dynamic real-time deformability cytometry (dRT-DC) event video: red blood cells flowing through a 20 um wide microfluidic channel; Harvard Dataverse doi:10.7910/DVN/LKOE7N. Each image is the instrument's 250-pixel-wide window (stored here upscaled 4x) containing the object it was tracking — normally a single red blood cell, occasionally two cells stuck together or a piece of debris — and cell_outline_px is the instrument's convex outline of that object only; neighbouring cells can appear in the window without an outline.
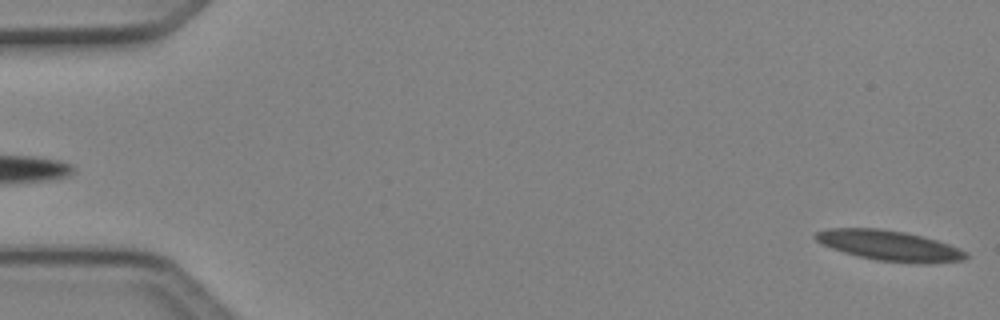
{"species": "Egyptian fruit bat (a non-hibernating species)", "species_latin": "Rousettus aegyptiacus", "temperature_condition": "cold", "stored_images_in_passage": 6, "segment_of_instrument_passage": [2, 2], "camera_frame_rate_fps": 3000, "um_per_image_px": 0.085, "animal": {"sex": "female"}, "frame": {"image": 1, "passage_image": 6, "time_ms": 1.667, "image_size_px": [1000, 320], "cell_outline_px": [[968, 256], [964, 260], [928, 264], [920, 264], [876, 260], [844, 252], [832, 248], [816, 240], [812, 236], [816, 232], [828, 228], [880, 228], [904, 232], [924, 236], [960, 248], [968, 252]], "centroid_in_image_um": [75.64, 20.88], "position_along_channel_um": 9.4, "area_um2": 26.65}}